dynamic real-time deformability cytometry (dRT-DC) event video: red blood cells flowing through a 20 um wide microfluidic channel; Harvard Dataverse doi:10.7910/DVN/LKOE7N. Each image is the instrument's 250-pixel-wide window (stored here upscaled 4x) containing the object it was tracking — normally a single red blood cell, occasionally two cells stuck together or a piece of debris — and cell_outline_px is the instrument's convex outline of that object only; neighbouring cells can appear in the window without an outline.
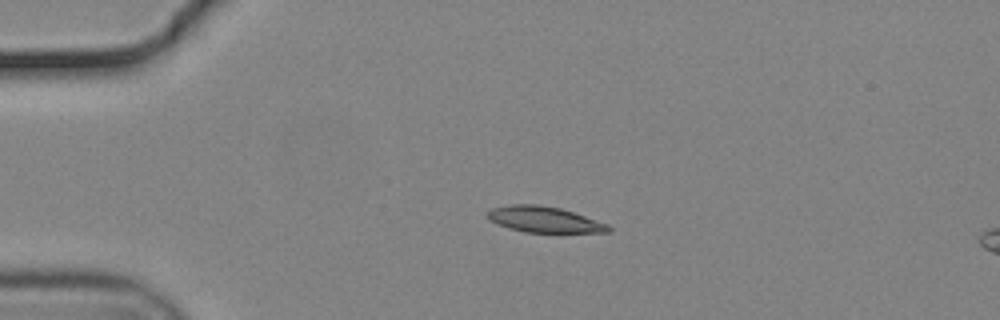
{"species": "common noctule bat (a hibernating species)", "species_latin": "Nyctalus noctula", "temperature_condition": "cold", "stored_images_in_passage": 18, "camera_frame_rate_fps": 3000, "um_per_image_px": 0.085, "animal": {"sex": "male", "body_mass_g": 19.2, "forearm_length_mm": 51.8}, "frame": {"image": 1, "passage_image": 1, "time_ms": 0.0, "image_size_px": [1000, 320], "cell_outline_px": [[612, 228], [608, 232], [524, 232], [508, 228], [488, 220], [488, 212], [492, 208], [512, 204], [536, 204], [560, 208], [608, 224]], "centroid_in_image_um": [46.23, 18.66], "position_along_channel_um": 38.8, "area_um2": 18.03}}
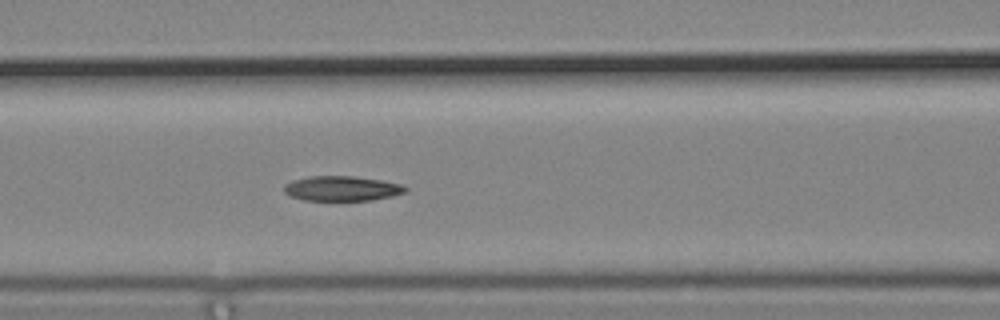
{"frame": {"image": 2, "passage_image": 12, "time_ms": 3.667, "image_size_px": [1000, 320], "cell_outline_px": [[408, 188], [404, 192], [392, 196], [372, 200], [304, 200], [288, 196], [284, 192], [284, 184], [292, 180], [308, 176], [352, 176], [380, 180], [400, 184]], "centroid_in_image_um": [29.0, 16.02], "position_along_channel_um": 137.6, "area_um2": 17.57}}
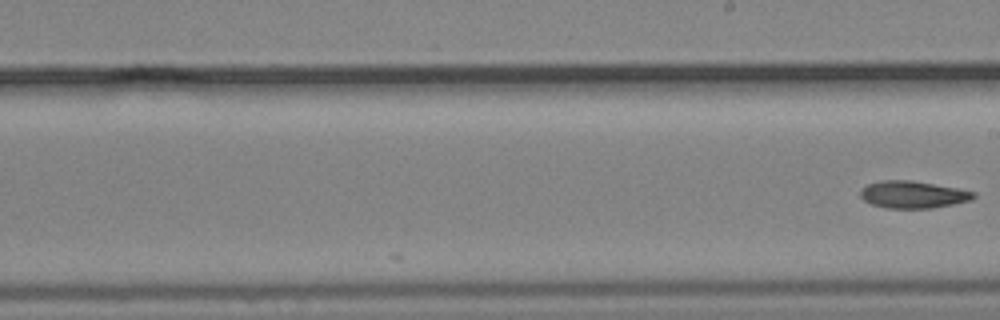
{"frame": {"image": 3, "passage_image": 18, "time_ms": 5.667, "image_size_px": [1000, 320], "cell_outline_px": [[976, 196], [972, 200], [932, 208], [884, 208], [872, 204], [864, 200], [860, 196], [860, 188], [868, 184], [884, 180], [912, 180], [956, 188], [976, 192]], "centroid_in_image_um": [77.59, 16.54], "position_along_channel_um": 211.4, "area_um2": 17.92}}